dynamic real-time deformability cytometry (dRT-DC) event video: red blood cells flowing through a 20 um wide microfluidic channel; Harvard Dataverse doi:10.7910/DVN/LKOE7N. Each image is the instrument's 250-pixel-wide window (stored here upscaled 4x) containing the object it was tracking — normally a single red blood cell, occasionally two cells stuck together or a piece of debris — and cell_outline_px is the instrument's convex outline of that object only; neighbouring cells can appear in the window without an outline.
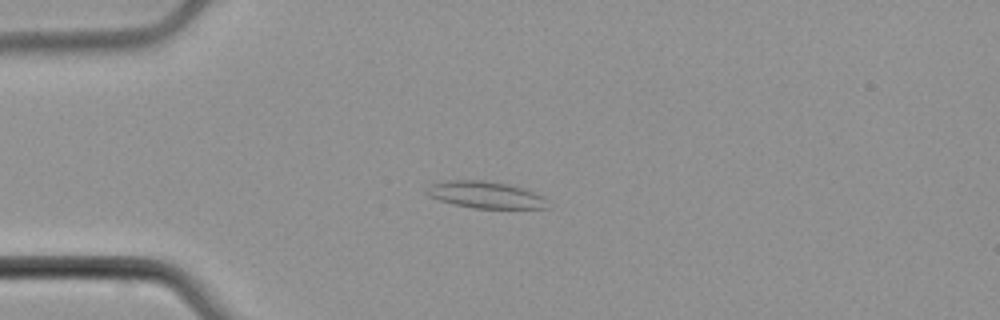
{"species": "common noctule bat (a hibernating species)", "species_latin": "Nyctalus noctula", "temperature_condition": "cold", "stored_images_in_passage": 46, "camera_frame_rate_fps": 3000, "um_per_image_px": 0.085, "animal": {"sex": "male", "body_mass_g": 21.5, "forearm_length_mm": 52.0}, "frame": {"image": 1, "passage_image": 15, "time_ms": 4.667, "image_size_px": [1000, 320], "cell_outline_px": [[548, 208], [472, 208], [452, 204], [428, 196], [424, 192], [428, 184], [448, 180], [484, 180], [508, 184], [544, 196]], "centroid_in_image_um": [41.18, 16.55], "position_along_channel_um": 43.8, "area_um2": 18.9}}
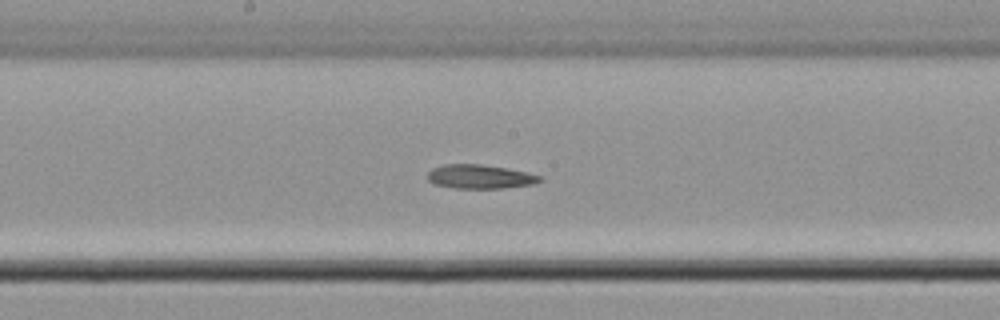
{"frame": {"image": 2, "passage_image": 30, "time_ms": 9.667, "image_size_px": [1000, 320], "cell_outline_px": [[544, 180], [536, 184], [504, 188], [456, 188], [432, 184], [428, 180], [428, 172], [432, 168], [444, 164], [480, 164], [508, 168], [544, 176]], "centroid_in_image_um": [40.84, 15.02], "position_along_channel_um": 207.4, "area_um2": 15.95}}
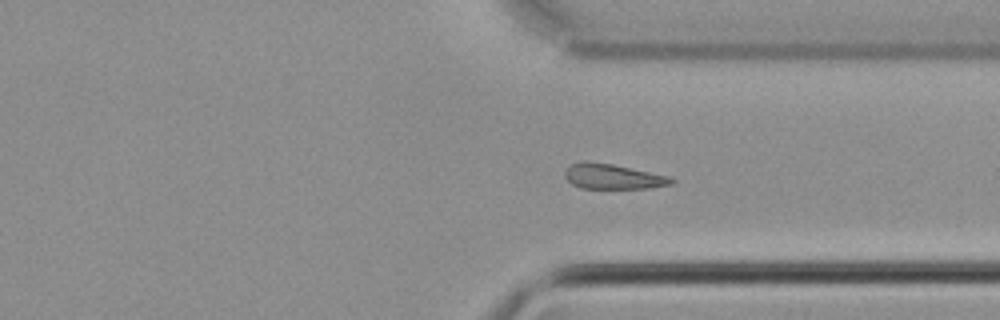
{"frame": {"image": 3, "passage_image": 42, "time_ms": 13.667, "image_size_px": [1000, 320], "cell_outline_px": [[676, 180], [672, 184], [652, 188], [580, 188], [572, 184], [564, 176], [564, 172], [572, 164], [580, 160], [588, 160], [612, 164], [668, 176]], "centroid_in_image_um": [52.07, 15.0], "position_along_channel_um": 359.3, "area_um2": 15.61}}